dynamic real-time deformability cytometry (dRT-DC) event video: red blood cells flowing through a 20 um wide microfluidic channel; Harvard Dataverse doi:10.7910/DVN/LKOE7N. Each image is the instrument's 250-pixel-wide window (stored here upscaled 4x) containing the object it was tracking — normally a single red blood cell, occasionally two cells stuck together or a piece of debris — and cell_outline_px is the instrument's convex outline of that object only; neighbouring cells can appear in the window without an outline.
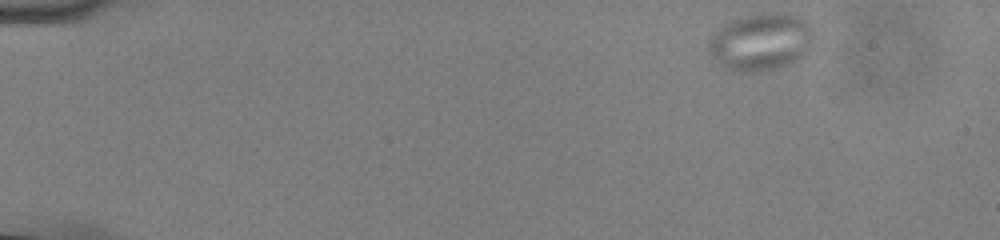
{"species": "common noctule bat (a hibernating species)", "species_latin": "Nyctalus noctula", "temperature_condition": "cold", "stored_images_in_passage": 49, "camera_frame_rate_fps": 3000, "um_per_image_px": 0.085, "animal": {"sex": "male", "body_mass_g": 13.0, "forearm_length_mm": 53.1}, "frame": {"image": 1, "passage_image": 1, "time_ms": 0.0, "image_size_px": [1000, 240], "cell_outline_px": [[816, 40], [812, 48], [804, 56], [788, 64], [776, 68], [752, 72], [740, 72], [728, 68], [720, 64], [712, 56], [708, 48], [708, 44], [716, 32], [724, 24], [732, 20], [748, 16], [776, 12], [800, 16], [816, 32]], "centroid_in_image_um": [64.77, 3.56], "position_along_channel_um": 20.2, "area_um2": 34.97}}
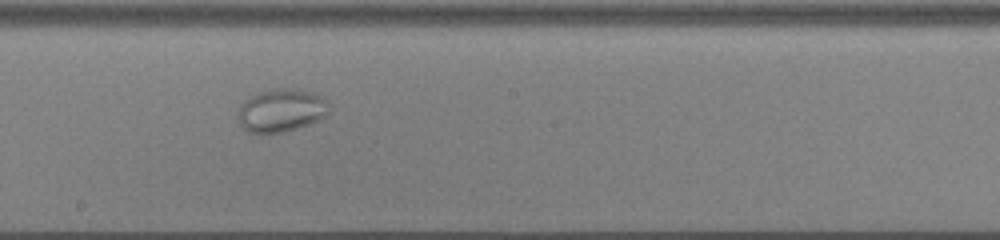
{"frame": {"image": 2, "passage_image": 27, "time_ms": 8.667, "image_size_px": [1000, 240], "cell_outline_px": [[328, 112], [320, 120], [284, 132], [248, 132], [240, 124], [240, 104], [244, 100], [260, 92], [272, 88], [296, 88], [312, 92], [320, 96], [328, 104]], "centroid_in_image_um": [23.92, 9.36], "position_along_channel_um": 224.3, "area_um2": 22.48}}
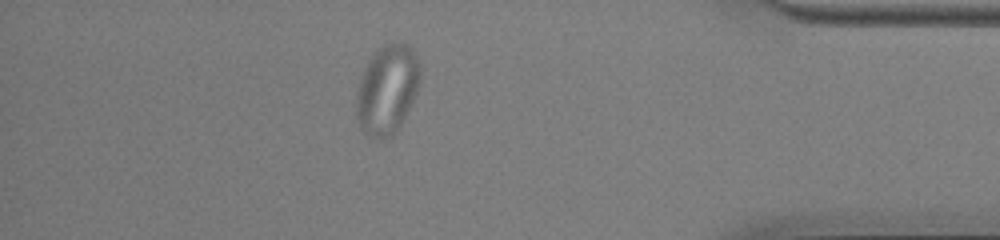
{"frame": {"image": 3, "passage_image": 44, "time_ms": 14.333, "image_size_px": [1000, 240], "cell_outline_px": [[420, 80], [416, 92], [396, 132], [388, 140], [380, 140], [364, 132], [360, 128], [356, 116], [356, 96], [360, 80], [364, 68], [368, 60], [376, 48], [384, 44], [408, 44], [416, 52], [420, 64]], "centroid_in_image_um": [32.9, 7.6], "position_along_channel_um": 402.3, "area_um2": 33.23}, "authors_computed_cell_mechanics": {"area_um2": 29.5936, "velocity_mm_per_s": 3.7107, "shape_relaxation_time_tau1_ms": null, "shape_relaxation_time_tau2_ms": 2.7268, "deformation_change_tau1": null, "deformation_change_tau2": 0.0172}}